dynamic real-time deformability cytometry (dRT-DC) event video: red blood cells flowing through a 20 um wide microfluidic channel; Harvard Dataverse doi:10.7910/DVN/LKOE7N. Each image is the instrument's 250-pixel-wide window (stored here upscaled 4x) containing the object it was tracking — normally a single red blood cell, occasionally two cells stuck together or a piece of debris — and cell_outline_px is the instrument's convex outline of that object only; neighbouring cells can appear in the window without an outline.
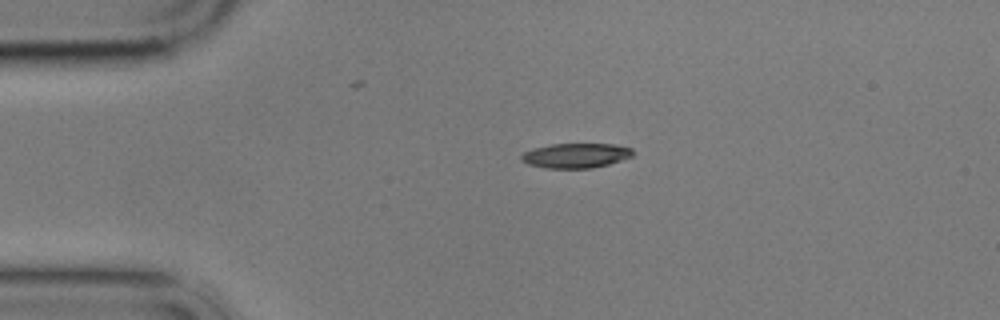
{"species": "common noctule bat (a hibernating species)", "species_latin": "Nyctalus noctula", "temperature_condition": "cold", "stored_images_in_passage": 3, "camera_frame_rate_fps": 3000, "um_per_image_px": 0.085, "animal": {"sex": "male", "body_mass_g": 17.9}, "frame": {"image": 1, "passage_image": 1, "time_ms": 0.0, "image_size_px": [1000, 320], "cell_outline_px": [[636, 152], [632, 156], [608, 164], [592, 168], [544, 168], [528, 164], [520, 160], [520, 156], [524, 152], [532, 148], [552, 144], [612, 144], [632, 148]], "centroid_in_image_um": [48.93, 13.22], "position_along_channel_um": 36.1, "area_um2": 16.13}}
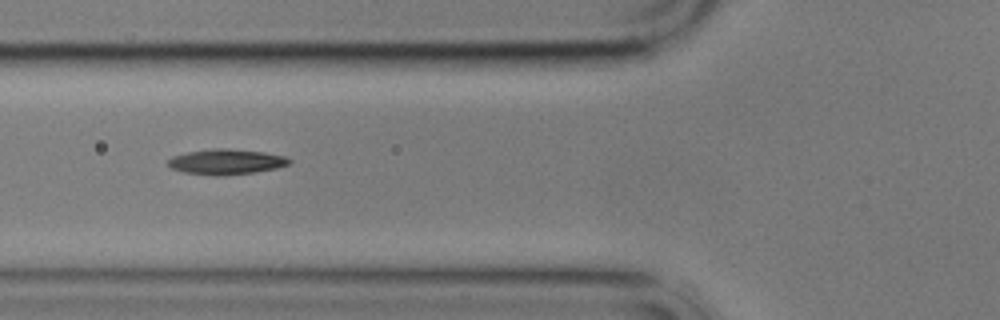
{"frame": {"image": 2, "passage_image": 3, "time_ms": 3.0, "image_size_px": [1000, 320], "cell_outline_px": [[292, 160], [288, 164], [276, 168], [256, 172], [224, 176], [216, 176], [184, 172], [172, 168], [168, 164], [168, 160], [172, 156], [188, 152], [212, 148], [228, 148], [264, 152], [288, 156]], "centroid_in_image_um": [19.26, 13.75], "position_along_channel_um": 106.5, "area_um2": 18.03}}